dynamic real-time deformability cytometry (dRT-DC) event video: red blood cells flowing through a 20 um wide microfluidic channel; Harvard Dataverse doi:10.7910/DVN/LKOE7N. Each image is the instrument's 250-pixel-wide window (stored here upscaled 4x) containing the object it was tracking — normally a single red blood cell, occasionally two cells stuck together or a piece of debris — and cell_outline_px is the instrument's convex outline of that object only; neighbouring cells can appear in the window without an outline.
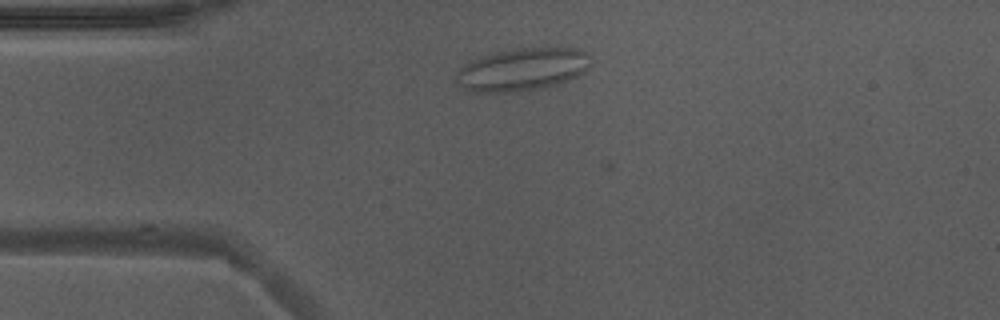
{"species": "Egyptian fruit bat (a non-hibernating species)", "species_latin": "Rousettus aegyptiacus", "temperature_condition": "warm", "stored_images_in_passage": 3, "camera_frame_rate_fps": 3000, "um_per_image_px": 0.085, "animal": {"sex": "male"}, "frame": {"image": 1, "passage_image": 2, "time_ms": 0.333, "image_size_px": [1000, 320], "cell_outline_px": [[588, 68], [584, 72], [576, 76], [556, 84], [516, 92], [476, 92], [464, 88], [456, 80], [456, 72], [464, 64], [484, 56], [496, 52], [520, 48], [576, 48], [588, 52]], "centroid_in_image_um": [44.38, 5.9], "position_along_channel_um": 40.6, "area_um2": 32.83}}